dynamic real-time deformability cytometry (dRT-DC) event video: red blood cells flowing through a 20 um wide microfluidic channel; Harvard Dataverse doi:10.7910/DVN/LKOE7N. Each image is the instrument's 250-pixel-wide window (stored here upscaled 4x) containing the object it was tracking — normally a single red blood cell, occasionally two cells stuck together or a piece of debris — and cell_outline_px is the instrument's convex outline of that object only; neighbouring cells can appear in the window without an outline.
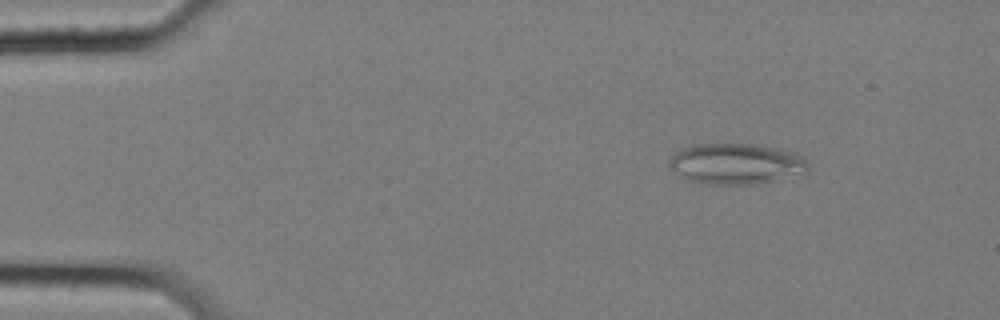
{"species": "common noctule bat (a hibernating species)", "species_latin": "Nyctalus noctula", "temperature_condition": "cold", "stored_images_in_passage": 58, "camera_frame_rate_fps": 3000, "um_per_image_px": 0.085, "animal": {"sex": "female", "body_mass_g": 25.1}, "frame": {"image": 1, "passage_image": 8, "time_ms": 2.333, "image_size_px": [1000, 320], "cell_outline_px": [[808, 172], [804, 176], [752, 184], [708, 184], [688, 180], [668, 168], [668, 160], [672, 152], [680, 148], [692, 144], [716, 140], [760, 144], [792, 152], [800, 156], [808, 164]], "centroid_in_image_um": [62.52, 13.87], "position_along_channel_um": 22.5, "area_um2": 34.62}}
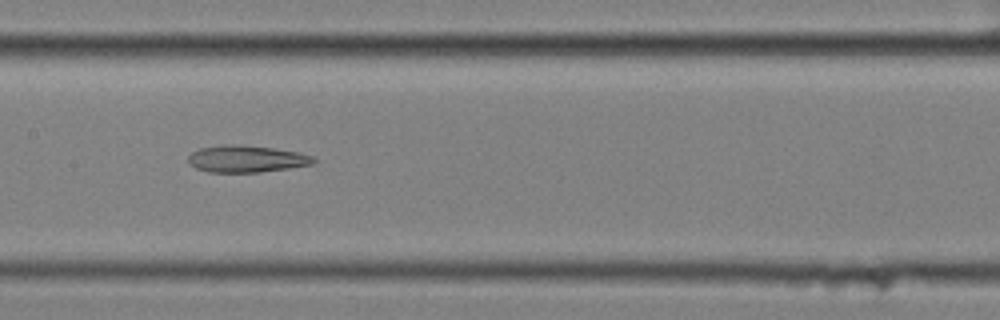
{"frame": {"image": 2, "passage_image": 29, "time_ms": 9.333, "image_size_px": [1000, 320], "cell_outline_px": [[316, 164], [260, 172], [208, 172], [196, 168], [188, 164], [188, 156], [192, 152], [200, 148], [224, 144], [232, 144], [272, 148], [300, 152], [312, 156], [316, 160]], "centroid_in_image_um": [20.95, 13.51], "position_along_channel_um": 186.5, "area_um2": 19.71}}
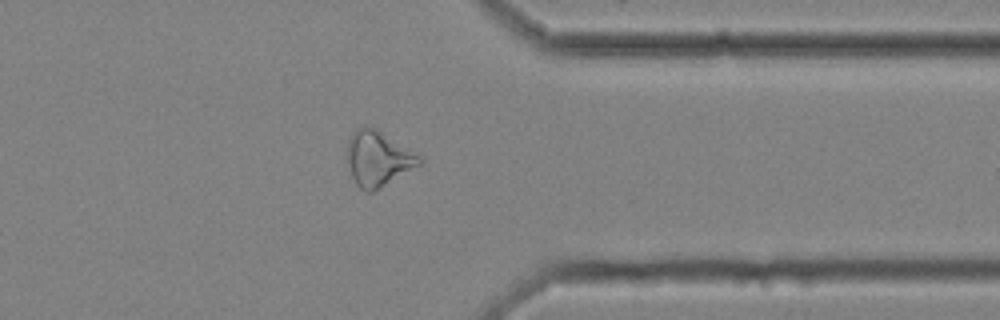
{"frame": {"image": 3, "passage_image": 46, "time_ms": 15.0, "image_size_px": [1000, 320], "cell_outline_px": [[424, 160], [420, 164], [372, 192], [364, 192], [356, 184], [352, 176], [344, 152], [348, 140], [352, 132], [356, 128], [376, 128], [420, 156]], "centroid_in_image_um": [32.07, 13.48], "position_along_channel_um": 379.3, "area_um2": 22.95}, "authors_computed_cell_mechanics": {"area_um2": 24.8251, "velocity_mm_per_s": 3.499, "shape_relaxation_time_tau1_ms": null, "shape_relaxation_time_tau2_ms": 6.4223, "deformation_change_tau1": null, "deformation_change_tau2": 0.1901}}